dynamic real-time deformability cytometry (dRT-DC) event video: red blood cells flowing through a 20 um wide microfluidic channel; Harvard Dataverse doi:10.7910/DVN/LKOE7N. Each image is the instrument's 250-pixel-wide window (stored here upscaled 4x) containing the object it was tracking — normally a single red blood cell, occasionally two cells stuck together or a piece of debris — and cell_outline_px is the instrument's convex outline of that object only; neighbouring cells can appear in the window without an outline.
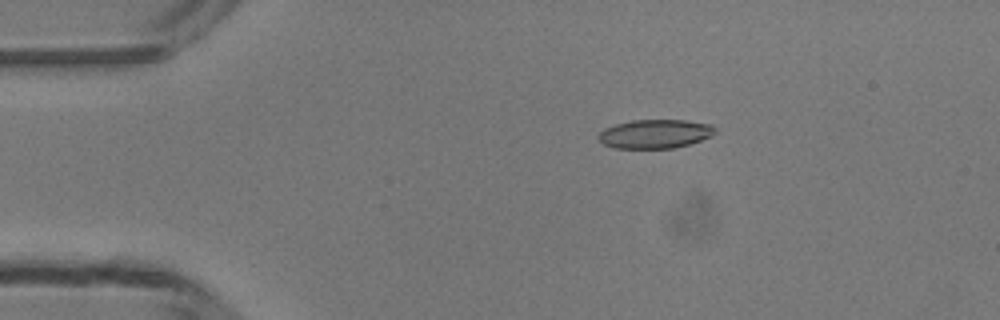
{"species": "common noctule bat (a hibernating species)", "species_latin": "Nyctalus noctula", "temperature_condition": "room temperature", "stored_images_in_passage": 49, "camera_frame_rate_fps": 3000, "um_per_image_px": 0.085, "animal": {"sex": "male", "body_mass_g": 13.3}, "frame": {"image": 1, "passage_image": 9, "time_ms": 2.667, "image_size_px": [1000, 320], "cell_outline_px": [[716, 132], [712, 136], [688, 144], [672, 148], [616, 148], [604, 144], [596, 136], [604, 128], [616, 124], [632, 120], [684, 120], [712, 124], [716, 128]], "centroid_in_image_um": [55.69, 11.37], "position_along_channel_um": 29.3, "area_um2": 19.59}}
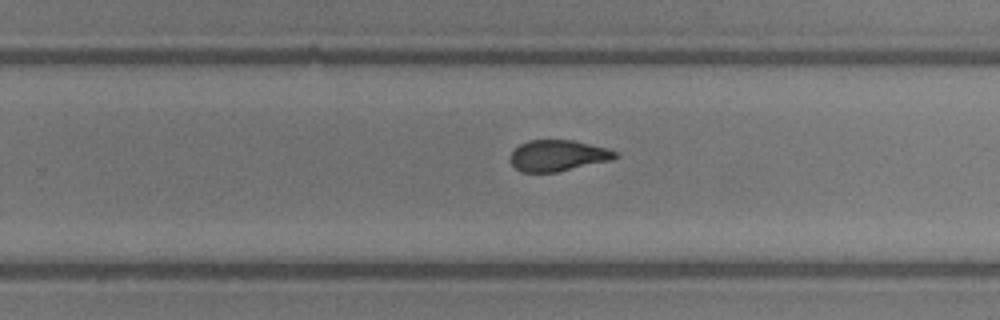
{"frame": {"image": 2, "passage_image": 31, "time_ms": 10.0, "image_size_px": [1000, 320], "cell_outline_px": [[620, 156], [612, 160], [556, 172], [520, 172], [508, 160], [512, 152], [520, 144], [528, 140], [572, 140], [608, 148], [616, 152]], "centroid_in_image_um": [47.42, 13.22], "position_along_channel_um": 282.4, "area_um2": 19.07}}
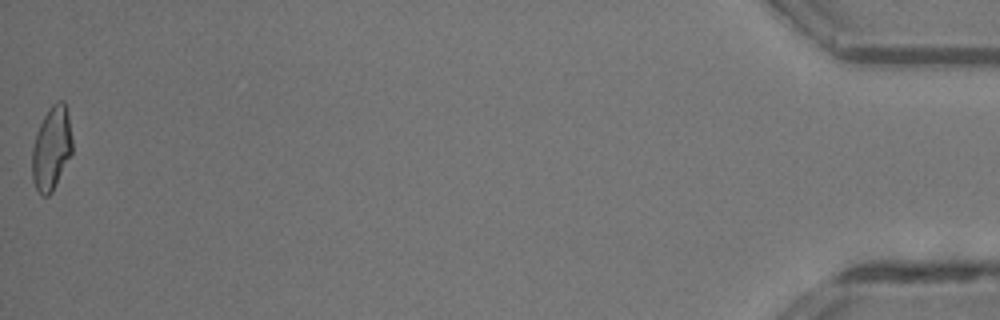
{"frame": {"image": 3, "passage_image": 49, "time_ms": 16.0, "image_size_px": [1000, 320], "cell_outline_px": [[72, 152], [52, 192], [48, 196], [40, 196], [32, 180], [32, 148], [36, 132], [48, 108], [56, 100], [64, 100], [68, 116], [72, 140]], "centroid_in_image_um": [4.36, 12.6], "position_along_channel_um": 430.8, "area_um2": 19.59}, "authors_computed_cell_mechanics": {"area_um2": 19.8832, "velocity_mm_per_s": 4.1937, "shape_relaxation_time_tau1_ms": 6.5057, "shape_relaxation_time_tau2_ms": 1.2507, "deformation_change_tau1": 0.1633, "deformation_change_tau2": 0.0724}}